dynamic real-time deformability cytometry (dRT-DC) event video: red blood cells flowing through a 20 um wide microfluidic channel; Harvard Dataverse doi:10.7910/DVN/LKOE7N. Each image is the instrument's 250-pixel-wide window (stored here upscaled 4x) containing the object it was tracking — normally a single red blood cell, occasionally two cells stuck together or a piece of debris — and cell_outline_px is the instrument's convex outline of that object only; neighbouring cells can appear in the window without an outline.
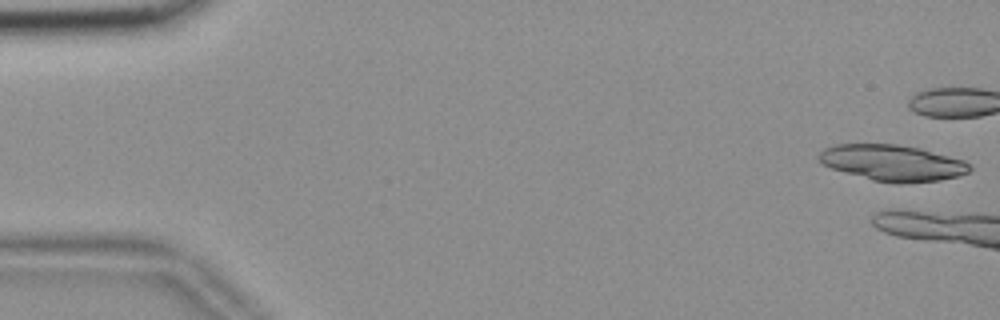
{"species": "common noctule bat (a hibernating species)", "species_latin": "Nyctalus noctula", "temperature_condition": "room temperature", "stored_images_in_passage": 6, "camera_frame_rate_fps": 3000, "um_per_image_px": 0.085, "animal": {"sex": "female", "body_mass_g": 18.4}, "frame": {"image": 1, "passage_image": 1, "time_ms": 0.0, "image_size_px": [1000, 320], "cell_outline_px": [[972, 168], [968, 172], [956, 176], [940, 180], [900, 184], [896, 184], [872, 180], [844, 172], [832, 168], [824, 164], [816, 156], [824, 148], [836, 144], [896, 144], [920, 148], [964, 160]], "centroid_in_image_um": [75.85, 13.84], "position_along_channel_um": 9.2, "area_um2": 31.62}}